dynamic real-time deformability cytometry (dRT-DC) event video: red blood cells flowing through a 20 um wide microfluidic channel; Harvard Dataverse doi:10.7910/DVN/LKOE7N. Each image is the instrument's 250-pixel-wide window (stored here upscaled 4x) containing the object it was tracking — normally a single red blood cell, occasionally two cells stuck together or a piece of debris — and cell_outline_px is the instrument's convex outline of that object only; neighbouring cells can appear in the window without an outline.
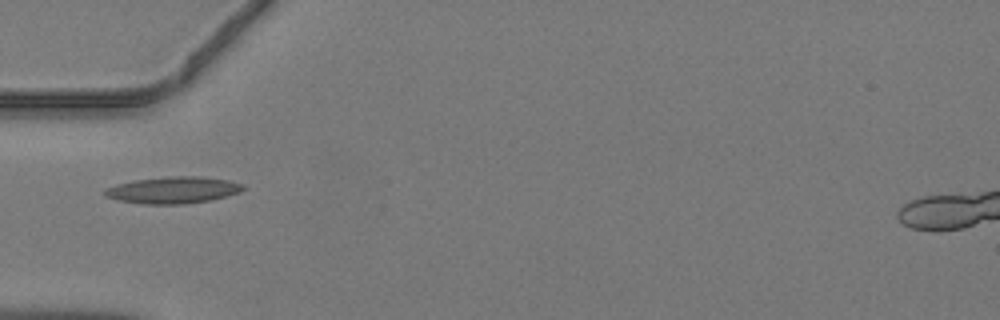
{"species": "common noctule bat (a hibernating species)", "species_latin": "Nyctalus noctula", "temperature_condition": "warm", "stored_images_in_passage": 8, "camera_frame_rate_fps": 3000, "um_per_image_px": 0.085, "animal": {"sex": "male", "body_mass_g": 19.2, "forearm_length_mm": 51.8}, "frame": {"image": 1, "passage_image": 1, "time_ms": 0.0, "image_size_px": [1000, 320], "cell_outline_px": [[248, 188], [240, 192], [212, 200], [184, 204], [144, 204], [120, 200], [104, 196], [104, 188], [116, 184], [136, 180], [168, 176], [200, 176], [228, 180], [244, 184]], "centroid_in_image_um": [14.75, 16.15], "position_along_channel_um": 70.2, "area_um2": 21.68}}
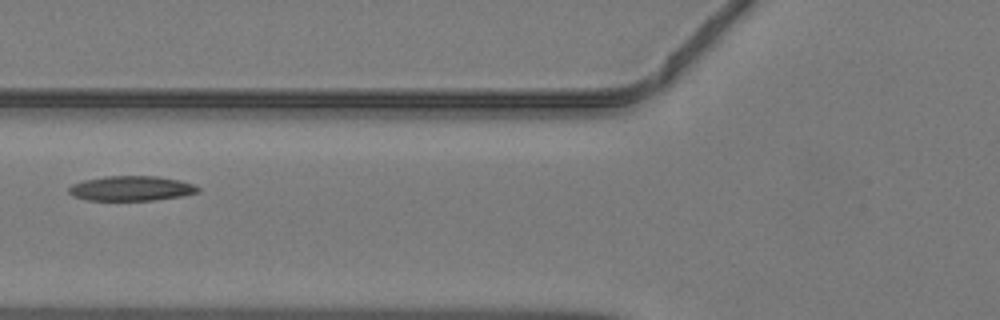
{"frame": {"image": 2, "passage_image": 4, "time_ms": 1.0, "image_size_px": [1000, 320], "cell_outline_px": [[200, 192], [184, 196], [156, 200], [88, 200], [72, 196], [68, 192], [68, 188], [72, 184], [84, 180], [104, 176], [156, 176], [196, 184], [200, 188]], "centroid_in_image_um": [11.18, 16.02], "position_along_channel_um": 114.6, "area_um2": 18.84}}
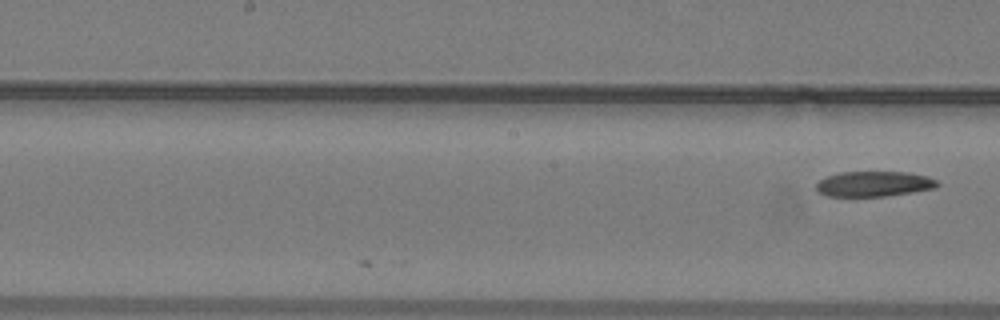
{"frame": {"image": 3, "passage_image": 8, "time_ms": 2.333, "image_size_px": [1000, 320], "cell_outline_px": [[940, 184], [936, 188], [912, 192], [884, 196], [828, 196], [820, 192], [816, 188], [816, 184], [820, 180], [828, 176], [840, 172], [904, 172], [928, 176], [936, 180]], "centroid_in_image_um": [74.31, 15.63], "position_along_channel_um": 173.9, "area_um2": 17.69}}